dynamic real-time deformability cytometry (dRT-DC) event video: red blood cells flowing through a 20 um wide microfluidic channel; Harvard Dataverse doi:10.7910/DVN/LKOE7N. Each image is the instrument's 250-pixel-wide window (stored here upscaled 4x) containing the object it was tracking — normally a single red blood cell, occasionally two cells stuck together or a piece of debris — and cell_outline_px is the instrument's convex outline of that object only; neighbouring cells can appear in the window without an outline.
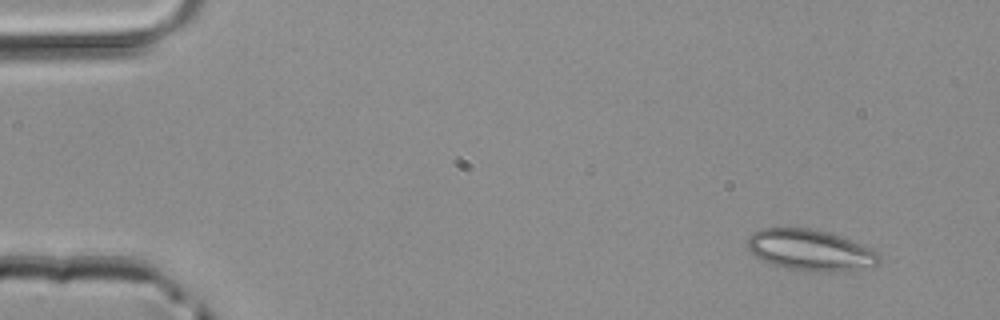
{"species": "common noctule bat (a hibernating species)", "species_latin": "Nyctalus noctula", "temperature_condition": "room temperature", "stored_images_in_passage": 4, "camera_frame_rate_fps": 3000, "um_per_image_px": 0.085, "animal": {"sex": "male", "body_mass_g": 20.4}, "frame": {"image": 1, "passage_image": 1, "time_ms": 0.0, "image_size_px": [1000, 320], "cell_outline_px": [[880, 260], [876, 264], [828, 272], [792, 268], [772, 264], [756, 256], [748, 248], [748, 236], [752, 232], [760, 228], [808, 228], [828, 232], [840, 236], [872, 248], [880, 256]], "centroid_in_image_um": [68.83, 21.22], "position_along_channel_um": 16.2, "area_um2": 30.63}}